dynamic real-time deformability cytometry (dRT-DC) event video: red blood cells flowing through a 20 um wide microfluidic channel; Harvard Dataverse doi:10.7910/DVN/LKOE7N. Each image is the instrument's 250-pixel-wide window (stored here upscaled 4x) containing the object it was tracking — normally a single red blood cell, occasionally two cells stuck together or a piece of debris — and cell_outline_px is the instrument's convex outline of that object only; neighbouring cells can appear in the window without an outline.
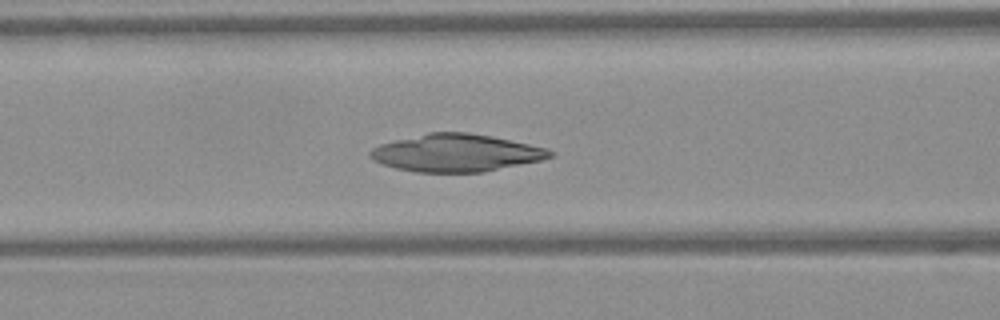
{"species": "Egyptian fruit bat (a non-hibernating species)", "species_latin": "Rousettus aegyptiacus", "temperature_condition": "warm", "stored_images_in_passage": 39, "camera_frame_rate_fps": 3000, "um_per_image_px": 0.085, "frame": {"image": 1, "passage_image": 11, "time_ms": 3.333, "image_size_px": [1000, 320], "cell_outline_px": [[556, 152], [552, 156], [540, 160], [484, 172], [416, 172], [396, 168], [372, 160], [368, 156], [368, 152], [372, 148], [380, 144], [428, 132], [468, 132], [492, 136], [528, 144], [544, 148]], "centroid_in_image_um": [38.74, 12.99], "position_along_channel_um": 127.9, "area_um2": 39.07}}
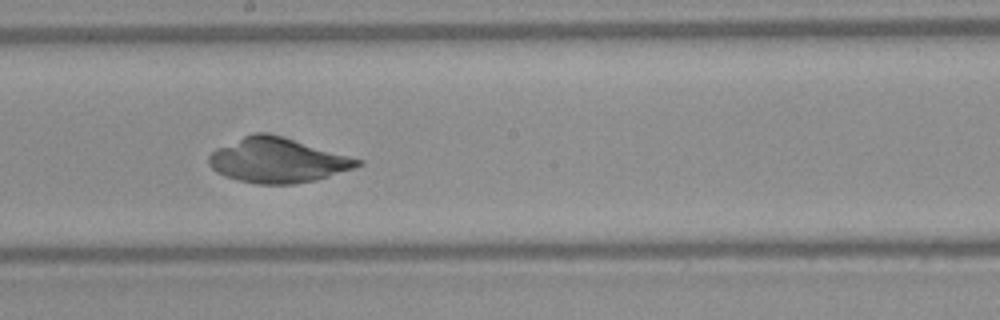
{"frame": {"image": 2, "passage_image": 18, "time_ms": 5.667, "image_size_px": [1000, 320], "cell_outline_px": [[364, 164], [356, 168], [316, 180], [292, 184], [256, 184], [236, 180], [224, 176], [216, 172], [208, 164], [208, 156], [216, 148], [244, 136], [256, 132], [264, 132], [280, 136], [364, 160]], "centroid_in_image_um": [23.59, 13.64], "position_along_channel_um": 224.6, "area_um2": 38.73}}
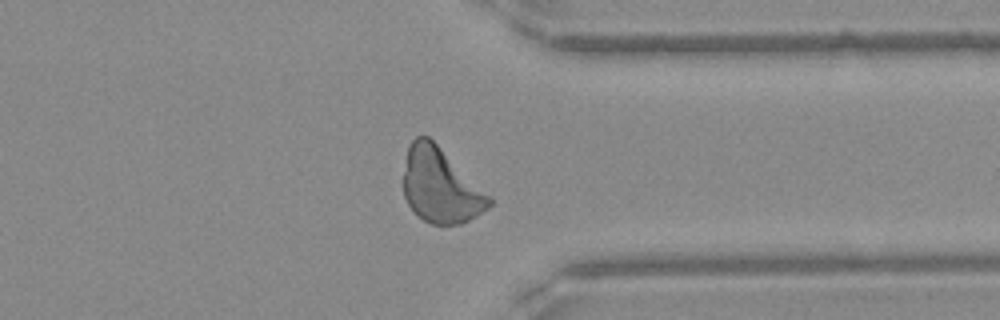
{"frame": {"image": 3, "passage_image": 29, "time_ms": 9.333, "image_size_px": [1000, 320], "cell_outline_px": [[492, 204], [488, 208], [476, 216], [460, 224], [432, 224], [424, 220], [408, 204], [404, 196], [404, 172], [408, 144], [416, 136], [428, 136], [492, 196]], "centroid_in_image_um": [37.46, 15.78], "position_along_channel_um": 373.9, "area_um2": 36.99}}